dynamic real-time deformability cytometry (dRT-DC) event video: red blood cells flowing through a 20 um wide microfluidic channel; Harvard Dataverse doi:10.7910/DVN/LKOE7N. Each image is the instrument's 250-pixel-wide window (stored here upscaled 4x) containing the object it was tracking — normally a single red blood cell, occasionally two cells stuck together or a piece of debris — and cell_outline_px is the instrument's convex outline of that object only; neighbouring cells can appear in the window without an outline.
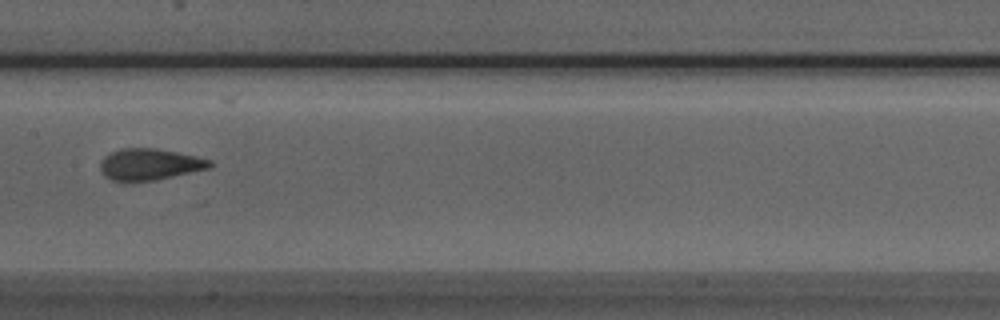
{"species": "Egyptian fruit bat (a non-hibernating species)", "species_latin": "Rousettus aegyptiacus", "temperature_condition": "room temperature", "stored_images_in_passage": 11, "camera_frame_rate_fps": 3000, "um_per_image_px": 0.085, "animal": {"sex": "male"}, "frame": {"image": 1, "passage_image": 7, "time_ms": 2.0, "image_size_px": [1000, 320], "cell_outline_px": [[216, 164], [208, 168], [172, 176], [152, 180], [112, 180], [100, 168], [100, 164], [104, 156], [112, 152], [124, 148], [156, 148], [196, 156], [212, 160]], "centroid_in_image_um": [12.77, 13.94], "position_along_channel_um": 194.6, "area_um2": 19.54}}
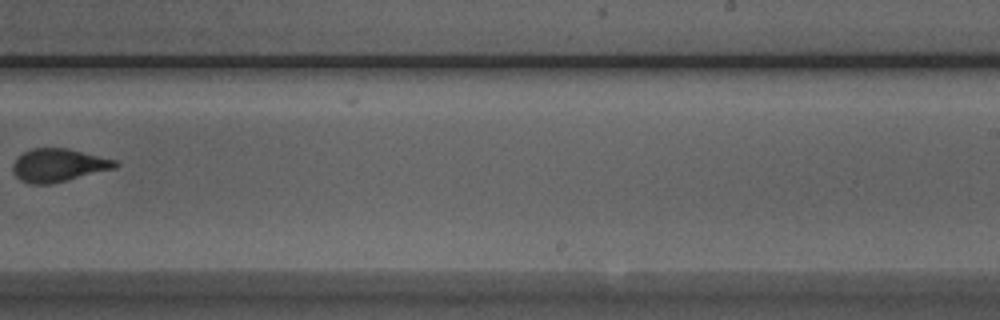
{"frame": {"image": 2, "passage_image": 9, "time_ms": 2.667, "image_size_px": [1000, 320], "cell_outline_px": [[120, 164], [116, 168], [48, 184], [32, 184], [20, 180], [16, 176], [12, 168], [12, 164], [24, 152], [32, 148], [68, 148], [116, 160]], "centroid_in_image_um": [4.98, 14.03], "position_along_channel_um": 284.0, "area_um2": 19.48}}
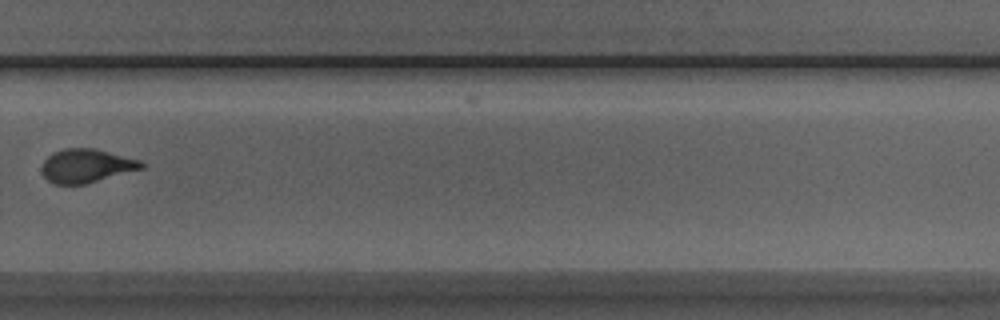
{"frame": {"image": 3, "passage_image": 10, "time_ms": 3.0, "image_size_px": [1000, 320], "cell_outline_px": [[144, 168], [84, 184], [52, 184], [44, 176], [40, 168], [44, 160], [52, 152], [64, 148], [92, 148], [140, 160], [144, 164]], "centroid_in_image_um": [7.3, 14.09], "position_along_channel_um": 322.5, "area_um2": 19.42}}